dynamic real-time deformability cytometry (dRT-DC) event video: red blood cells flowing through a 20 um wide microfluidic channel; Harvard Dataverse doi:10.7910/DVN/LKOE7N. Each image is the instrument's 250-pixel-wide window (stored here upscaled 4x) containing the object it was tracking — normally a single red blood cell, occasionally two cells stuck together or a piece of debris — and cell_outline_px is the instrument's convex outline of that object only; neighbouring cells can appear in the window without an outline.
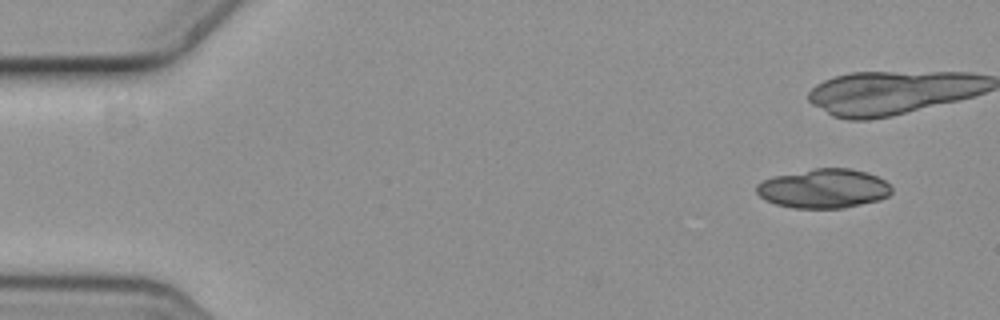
{"species": "common noctule bat (a hibernating species)", "species_latin": "Nyctalus noctula", "temperature_condition": "cold", "stored_images_in_passage": 8, "camera_frame_rate_fps": 3000, "um_per_image_px": 0.085, "animal": {"sex": "female", "body_mass_g": 19.3, "forearm_length_mm": 54.1}, "frame": {"image": 1, "passage_image": 1, "time_ms": 0.0, "image_size_px": [1000, 320], "cell_outline_px": [[892, 192], [888, 196], [880, 200], [844, 208], [792, 208], [776, 204], [764, 200], [756, 192], [756, 184], [772, 176], [816, 168], [848, 168], [864, 172], [876, 176], [884, 180], [892, 188]], "centroid_in_image_um": [69.99, 16.03], "position_along_channel_um": 15.0, "area_um2": 30.92}}